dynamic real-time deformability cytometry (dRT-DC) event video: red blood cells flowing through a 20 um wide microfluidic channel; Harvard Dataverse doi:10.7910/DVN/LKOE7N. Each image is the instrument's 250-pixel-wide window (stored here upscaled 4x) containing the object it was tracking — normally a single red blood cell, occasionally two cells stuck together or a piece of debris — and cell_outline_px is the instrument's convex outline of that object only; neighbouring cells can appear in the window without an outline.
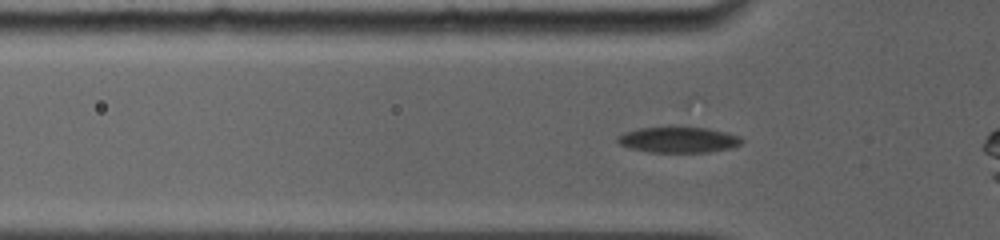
{"species": "common noctule bat (a hibernating species)", "species_latin": "Nyctalus noctula", "temperature_condition": "room temperature", "stored_images_in_passage": 56, "camera_frame_rate_fps": 5000, "um_per_image_px": 0.085, "animal": {"sex": "female", "body_mass_g": 19.0, "forearm_length_mm": 56.7}, "frame": {"image": 1, "passage_image": 2, "time_ms": 0.2, "image_size_px": [1000, 240], "cell_outline_px": [[744, 140], [740, 144], [732, 148], [708, 152], [648, 152], [632, 148], [620, 144], [616, 140], [624, 132], [636, 128], [676, 124], [708, 128], [728, 132], [740, 136]], "centroid_in_image_um": [57.69, 11.83], "position_along_channel_um": 68.1, "area_um2": 19.48}}
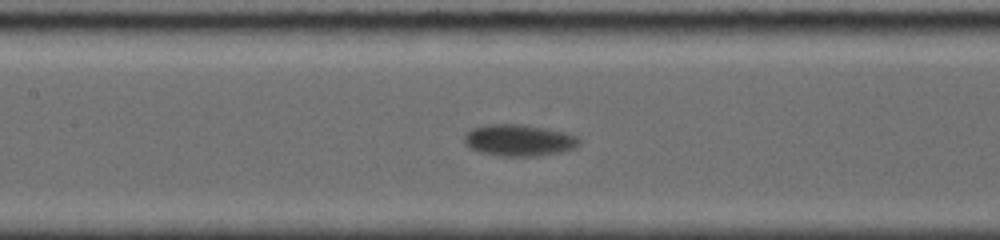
{"frame": {"image": 2, "passage_image": 19, "time_ms": 2.8, "image_size_px": [1000, 240], "cell_outline_px": [[580, 144], [572, 148], [560, 152], [536, 156], [500, 156], [480, 152], [472, 148], [464, 140], [464, 136], [472, 128], [484, 124], [524, 124], [548, 128], [576, 136], [580, 140]], "centroid_in_image_um": [44.11, 11.91], "position_along_channel_um": 163.3, "area_um2": 21.04}}
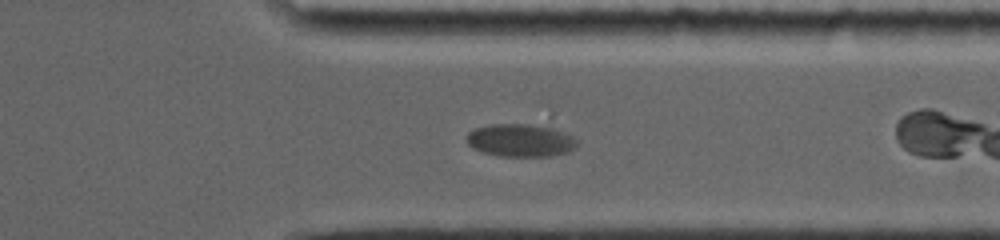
{"frame": {"image": 3, "passage_image": 42, "time_ms": 8.4, "image_size_px": [1000, 240], "cell_outline_px": [[576, 144], [572, 148], [564, 152], [544, 156], [504, 156], [484, 152], [468, 144], [468, 132], [476, 128], [492, 124], [552, 112], [576, 140]], "centroid_in_image_um": [44.51, 11.65], "position_along_channel_um": 366.9, "area_um2": 24.51}, "authors_computed_cell_mechanics": {"area_um2": 20.519, "velocity_mm_per_s": 3.6459, "shape_relaxation_time_tau1_ms": 4.8693, "shape_relaxation_time_tau2_ms": null, "deformation_change_tau1": 0.14, "deformation_change_tau2": null}}